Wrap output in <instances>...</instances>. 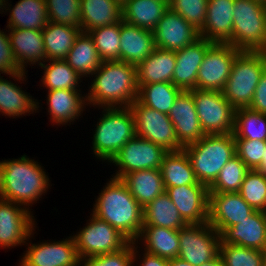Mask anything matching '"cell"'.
I'll list each match as a JSON object with an SVG mask.
<instances>
[{"instance_id": "obj_1", "label": "cell", "mask_w": 266, "mask_h": 266, "mask_svg": "<svg viewBox=\"0 0 266 266\" xmlns=\"http://www.w3.org/2000/svg\"><path fill=\"white\" fill-rule=\"evenodd\" d=\"M93 75L86 94L87 106L129 107L137 99V66L121 61H103Z\"/></svg>"}, {"instance_id": "obj_2", "label": "cell", "mask_w": 266, "mask_h": 266, "mask_svg": "<svg viewBox=\"0 0 266 266\" xmlns=\"http://www.w3.org/2000/svg\"><path fill=\"white\" fill-rule=\"evenodd\" d=\"M49 182L43 166L25 154L18 159L0 161L1 199L32 210L31 205L47 193Z\"/></svg>"}, {"instance_id": "obj_3", "label": "cell", "mask_w": 266, "mask_h": 266, "mask_svg": "<svg viewBox=\"0 0 266 266\" xmlns=\"http://www.w3.org/2000/svg\"><path fill=\"white\" fill-rule=\"evenodd\" d=\"M92 214L108 222L129 241H136L143 227V207L126 184L112 177L98 193Z\"/></svg>"}, {"instance_id": "obj_4", "label": "cell", "mask_w": 266, "mask_h": 266, "mask_svg": "<svg viewBox=\"0 0 266 266\" xmlns=\"http://www.w3.org/2000/svg\"><path fill=\"white\" fill-rule=\"evenodd\" d=\"M198 182L210 186L221 169L236 155L234 134L205 135L183 148Z\"/></svg>"}, {"instance_id": "obj_5", "label": "cell", "mask_w": 266, "mask_h": 266, "mask_svg": "<svg viewBox=\"0 0 266 266\" xmlns=\"http://www.w3.org/2000/svg\"><path fill=\"white\" fill-rule=\"evenodd\" d=\"M102 109V116L92 137V150L97 159L110 162L118 151L136 136V127L130 107Z\"/></svg>"}, {"instance_id": "obj_6", "label": "cell", "mask_w": 266, "mask_h": 266, "mask_svg": "<svg viewBox=\"0 0 266 266\" xmlns=\"http://www.w3.org/2000/svg\"><path fill=\"white\" fill-rule=\"evenodd\" d=\"M265 69L266 52L241 51L236 56L230 76L221 91L235 109L250 106Z\"/></svg>"}, {"instance_id": "obj_7", "label": "cell", "mask_w": 266, "mask_h": 266, "mask_svg": "<svg viewBox=\"0 0 266 266\" xmlns=\"http://www.w3.org/2000/svg\"><path fill=\"white\" fill-rule=\"evenodd\" d=\"M233 46L240 51L266 52V4L234 0Z\"/></svg>"}, {"instance_id": "obj_8", "label": "cell", "mask_w": 266, "mask_h": 266, "mask_svg": "<svg viewBox=\"0 0 266 266\" xmlns=\"http://www.w3.org/2000/svg\"><path fill=\"white\" fill-rule=\"evenodd\" d=\"M195 108L205 135L229 134L234 131L235 108L222 92L192 89Z\"/></svg>"}, {"instance_id": "obj_9", "label": "cell", "mask_w": 266, "mask_h": 266, "mask_svg": "<svg viewBox=\"0 0 266 266\" xmlns=\"http://www.w3.org/2000/svg\"><path fill=\"white\" fill-rule=\"evenodd\" d=\"M129 107L134 116L136 136L149 140L168 152L184 148L179 143L174 125L167 114L149 108L137 99Z\"/></svg>"}, {"instance_id": "obj_10", "label": "cell", "mask_w": 266, "mask_h": 266, "mask_svg": "<svg viewBox=\"0 0 266 266\" xmlns=\"http://www.w3.org/2000/svg\"><path fill=\"white\" fill-rule=\"evenodd\" d=\"M86 226L73 235L80 259L115 252L129 240L108 222L91 213Z\"/></svg>"}, {"instance_id": "obj_11", "label": "cell", "mask_w": 266, "mask_h": 266, "mask_svg": "<svg viewBox=\"0 0 266 266\" xmlns=\"http://www.w3.org/2000/svg\"><path fill=\"white\" fill-rule=\"evenodd\" d=\"M178 234V257L193 266H200L219 254L220 234L209 222L188 224Z\"/></svg>"}, {"instance_id": "obj_12", "label": "cell", "mask_w": 266, "mask_h": 266, "mask_svg": "<svg viewBox=\"0 0 266 266\" xmlns=\"http://www.w3.org/2000/svg\"><path fill=\"white\" fill-rule=\"evenodd\" d=\"M167 153L168 151L159 145L135 136L109 162L118 167V171L116 170L112 177L122 179L133 171L160 169Z\"/></svg>"}, {"instance_id": "obj_13", "label": "cell", "mask_w": 266, "mask_h": 266, "mask_svg": "<svg viewBox=\"0 0 266 266\" xmlns=\"http://www.w3.org/2000/svg\"><path fill=\"white\" fill-rule=\"evenodd\" d=\"M240 52L231 44L214 43L206 51L198 69L196 89L221 92Z\"/></svg>"}, {"instance_id": "obj_14", "label": "cell", "mask_w": 266, "mask_h": 266, "mask_svg": "<svg viewBox=\"0 0 266 266\" xmlns=\"http://www.w3.org/2000/svg\"><path fill=\"white\" fill-rule=\"evenodd\" d=\"M22 205L0 198V247L23 246L36 228L34 216ZM35 227V228H34ZM22 244V245H21Z\"/></svg>"}, {"instance_id": "obj_15", "label": "cell", "mask_w": 266, "mask_h": 266, "mask_svg": "<svg viewBox=\"0 0 266 266\" xmlns=\"http://www.w3.org/2000/svg\"><path fill=\"white\" fill-rule=\"evenodd\" d=\"M26 245L28 248L18 266H80L73 236L38 244L26 241Z\"/></svg>"}, {"instance_id": "obj_16", "label": "cell", "mask_w": 266, "mask_h": 266, "mask_svg": "<svg viewBox=\"0 0 266 266\" xmlns=\"http://www.w3.org/2000/svg\"><path fill=\"white\" fill-rule=\"evenodd\" d=\"M180 215L187 224L208 222L209 188L197 182L191 185L164 187Z\"/></svg>"}, {"instance_id": "obj_17", "label": "cell", "mask_w": 266, "mask_h": 266, "mask_svg": "<svg viewBox=\"0 0 266 266\" xmlns=\"http://www.w3.org/2000/svg\"><path fill=\"white\" fill-rule=\"evenodd\" d=\"M155 47L177 51L200 38L199 31L170 7L153 30Z\"/></svg>"}, {"instance_id": "obj_18", "label": "cell", "mask_w": 266, "mask_h": 266, "mask_svg": "<svg viewBox=\"0 0 266 266\" xmlns=\"http://www.w3.org/2000/svg\"><path fill=\"white\" fill-rule=\"evenodd\" d=\"M254 211L238 192L209 193L208 222L219 234L246 219Z\"/></svg>"}, {"instance_id": "obj_19", "label": "cell", "mask_w": 266, "mask_h": 266, "mask_svg": "<svg viewBox=\"0 0 266 266\" xmlns=\"http://www.w3.org/2000/svg\"><path fill=\"white\" fill-rule=\"evenodd\" d=\"M168 116L174 125L177 139L183 147L205 136L199 123L191 91L182 90L178 94Z\"/></svg>"}, {"instance_id": "obj_20", "label": "cell", "mask_w": 266, "mask_h": 266, "mask_svg": "<svg viewBox=\"0 0 266 266\" xmlns=\"http://www.w3.org/2000/svg\"><path fill=\"white\" fill-rule=\"evenodd\" d=\"M234 0H208L204 26L200 37L212 43L233 46Z\"/></svg>"}, {"instance_id": "obj_21", "label": "cell", "mask_w": 266, "mask_h": 266, "mask_svg": "<svg viewBox=\"0 0 266 266\" xmlns=\"http://www.w3.org/2000/svg\"><path fill=\"white\" fill-rule=\"evenodd\" d=\"M220 242L266 252V212L255 210L246 219L226 228Z\"/></svg>"}, {"instance_id": "obj_22", "label": "cell", "mask_w": 266, "mask_h": 266, "mask_svg": "<svg viewBox=\"0 0 266 266\" xmlns=\"http://www.w3.org/2000/svg\"><path fill=\"white\" fill-rule=\"evenodd\" d=\"M214 43L202 37L194 43L175 51L176 65L173 74V84L181 90L196 89L198 69L203 61L206 51Z\"/></svg>"}, {"instance_id": "obj_23", "label": "cell", "mask_w": 266, "mask_h": 266, "mask_svg": "<svg viewBox=\"0 0 266 266\" xmlns=\"http://www.w3.org/2000/svg\"><path fill=\"white\" fill-rule=\"evenodd\" d=\"M153 31L120 22V61L138 66L155 49Z\"/></svg>"}, {"instance_id": "obj_24", "label": "cell", "mask_w": 266, "mask_h": 266, "mask_svg": "<svg viewBox=\"0 0 266 266\" xmlns=\"http://www.w3.org/2000/svg\"><path fill=\"white\" fill-rule=\"evenodd\" d=\"M7 32L13 55L22 71L27 72V64L38 63L40 66L47 61L42 30L11 28Z\"/></svg>"}, {"instance_id": "obj_25", "label": "cell", "mask_w": 266, "mask_h": 266, "mask_svg": "<svg viewBox=\"0 0 266 266\" xmlns=\"http://www.w3.org/2000/svg\"><path fill=\"white\" fill-rule=\"evenodd\" d=\"M46 101L51 123L58 126L74 123L87 105L86 95L82 96L81 90H48Z\"/></svg>"}, {"instance_id": "obj_26", "label": "cell", "mask_w": 266, "mask_h": 266, "mask_svg": "<svg viewBox=\"0 0 266 266\" xmlns=\"http://www.w3.org/2000/svg\"><path fill=\"white\" fill-rule=\"evenodd\" d=\"M81 30L84 33L122 21V3L117 0H80Z\"/></svg>"}, {"instance_id": "obj_27", "label": "cell", "mask_w": 266, "mask_h": 266, "mask_svg": "<svg viewBox=\"0 0 266 266\" xmlns=\"http://www.w3.org/2000/svg\"><path fill=\"white\" fill-rule=\"evenodd\" d=\"M175 65V51L155 48L153 52L137 66L138 86L159 82L173 83Z\"/></svg>"}, {"instance_id": "obj_28", "label": "cell", "mask_w": 266, "mask_h": 266, "mask_svg": "<svg viewBox=\"0 0 266 266\" xmlns=\"http://www.w3.org/2000/svg\"><path fill=\"white\" fill-rule=\"evenodd\" d=\"M8 6L12 5L5 3V11L10 10L6 26L8 29L43 30L48 23L46 0H20L13 8Z\"/></svg>"}, {"instance_id": "obj_29", "label": "cell", "mask_w": 266, "mask_h": 266, "mask_svg": "<svg viewBox=\"0 0 266 266\" xmlns=\"http://www.w3.org/2000/svg\"><path fill=\"white\" fill-rule=\"evenodd\" d=\"M168 8L169 4L164 0H124L122 20L153 31Z\"/></svg>"}, {"instance_id": "obj_30", "label": "cell", "mask_w": 266, "mask_h": 266, "mask_svg": "<svg viewBox=\"0 0 266 266\" xmlns=\"http://www.w3.org/2000/svg\"><path fill=\"white\" fill-rule=\"evenodd\" d=\"M121 180L143 208L165 192L160 169L133 171Z\"/></svg>"}, {"instance_id": "obj_31", "label": "cell", "mask_w": 266, "mask_h": 266, "mask_svg": "<svg viewBox=\"0 0 266 266\" xmlns=\"http://www.w3.org/2000/svg\"><path fill=\"white\" fill-rule=\"evenodd\" d=\"M143 240L144 251L165 259H173L179 254L178 230L158 226H143L135 241Z\"/></svg>"}, {"instance_id": "obj_32", "label": "cell", "mask_w": 266, "mask_h": 266, "mask_svg": "<svg viewBox=\"0 0 266 266\" xmlns=\"http://www.w3.org/2000/svg\"><path fill=\"white\" fill-rule=\"evenodd\" d=\"M0 75V113L16 118L39 111V101L9 80Z\"/></svg>"}, {"instance_id": "obj_33", "label": "cell", "mask_w": 266, "mask_h": 266, "mask_svg": "<svg viewBox=\"0 0 266 266\" xmlns=\"http://www.w3.org/2000/svg\"><path fill=\"white\" fill-rule=\"evenodd\" d=\"M81 28L49 22L42 30L47 60H65Z\"/></svg>"}, {"instance_id": "obj_34", "label": "cell", "mask_w": 266, "mask_h": 266, "mask_svg": "<svg viewBox=\"0 0 266 266\" xmlns=\"http://www.w3.org/2000/svg\"><path fill=\"white\" fill-rule=\"evenodd\" d=\"M187 225L165 192L143 208V226H158L179 230Z\"/></svg>"}, {"instance_id": "obj_35", "label": "cell", "mask_w": 266, "mask_h": 266, "mask_svg": "<svg viewBox=\"0 0 266 266\" xmlns=\"http://www.w3.org/2000/svg\"><path fill=\"white\" fill-rule=\"evenodd\" d=\"M82 78L90 77L103 62L98 54L95 43L88 33L81 32L76 38L65 59Z\"/></svg>"}, {"instance_id": "obj_36", "label": "cell", "mask_w": 266, "mask_h": 266, "mask_svg": "<svg viewBox=\"0 0 266 266\" xmlns=\"http://www.w3.org/2000/svg\"><path fill=\"white\" fill-rule=\"evenodd\" d=\"M164 187L196 184L194 170L187 153L182 149L168 152L160 166Z\"/></svg>"}, {"instance_id": "obj_37", "label": "cell", "mask_w": 266, "mask_h": 266, "mask_svg": "<svg viewBox=\"0 0 266 266\" xmlns=\"http://www.w3.org/2000/svg\"><path fill=\"white\" fill-rule=\"evenodd\" d=\"M48 64H47V63ZM40 67L44 69L41 84L47 90H80L81 76L65 60H47Z\"/></svg>"}, {"instance_id": "obj_38", "label": "cell", "mask_w": 266, "mask_h": 266, "mask_svg": "<svg viewBox=\"0 0 266 266\" xmlns=\"http://www.w3.org/2000/svg\"><path fill=\"white\" fill-rule=\"evenodd\" d=\"M181 91L171 82L145 84L139 87L137 100L149 108L168 115Z\"/></svg>"}, {"instance_id": "obj_39", "label": "cell", "mask_w": 266, "mask_h": 266, "mask_svg": "<svg viewBox=\"0 0 266 266\" xmlns=\"http://www.w3.org/2000/svg\"><path fill=\"white\" fill-rule=\"evenodd\" d=\"M234 139L266 141V114L250 108L235 109Z\"/></svg>"}, {"instance_id": "obj_40", "label": "cell", "mask_w": 266, "mask_h": 266, "mask_svg": "<svg viewBox=\"0 0 266 266\" xmlns=\"http://www.w3.org/2000/svg\"><path fill=\"white\" fill-rule=\"evenodd\" d=\"M102 61H120V22L87 32Z\"/></svg>"}, {"instance_id": "obj_41", "label": "cell", "mask_w": 266, "mask_h": 266, "mask_svg": "<svg viewBox=\"0 0 266 266\" xmlns=\"http://www.w3.org/2000/svg\"><path fill=\"white\" fill-rule=\"evenodd\" d=\"M250 169L235 155L221 169L215 181L208 187L209 193L239 192L246 173Z\"/></svg>"}, {"instance_id": "obj_42", "label": "cell", "mask_w": 266, "mask_h": 266, "mask_svg": "<svg viewBox=\"0 0 266 266\" xmlns=\"http://www.w3.org/2000/svg\"><path fill=\"white\" fill-rule=\"evenodd\" d=\"M219 256L224 266H264L266 252L228 243H219Z\"/></svg>"}, {"instance_id": "obj_43", "label": "cell", "mask_w": 266, "mask_h": 266, "mask_svg": "<svg viewBox=\"0 0 266 266\" xmlns=\"http://www.w3.org/2000/svg\"><path fill=\"white\" fill-rule=\"evenodd\" d=\"M254 209L266 212V176L259 170H249L238 192Z\"/></svg>"}, {"instance_id": "obj_44", "label": "cell", "mask_w": 266, "mask_h": 266, "mask_svg": "<svg viewBox=\"0 0 266 266\" xmlns=\"http://www.w3.org/2000/svg\"><path fill=\"white\" fill-rule=\"evenodd\" d=\"M48 21L81 28L80 0H46Z\"/></svg>"}, {"instance_id": "obj_45", "label": "cell", "mask_w": 266, "mask_h": 266, "mask_svg": "<svg viewBox=\"0 0 266 266\" xmlns=\"http://www.w3.org/2000/svg\"><path fill=\"white\" fill-rule=\"evenodd\" d=\"M137 248L134 241H129L118 251L80 259V266H133L138 261Z\"/></svg>"}, {"instance_id": "obj_46", "label": "cell", "mask_w": 266, "mask_h": 266, "mask_svg": "<svg viewBox=\"0 0 266 266\" xmlns=\"http://www.w3.org/2000/svg\"><path fill=\"white\" fill-rule=\"evenodd\" d=\"M208 0H172L169 7L198 31L204 26Z\"/></svg>"}, {"instance_id": "obj_47", "label": "cell", "mask_w": 266, "mask_h": 266, "mask_svg": "<svg viewBox=\"0 0 266 266\" xmlns=\"http://www.w3.org/2000/svg\"><path fill=\"white\" fill-rule=\"evenodd\" d=\"M236 155L250 169L257 170L262 163L266 141L235 139Z\"/></svg>"}, {"instance_id": "obj_48", "label": "cell", "mask_w": 266, "mask_h": 266, "mask_svg": "<svg viewBox=\"0 0 266 266\" xmlns=\"http://www.w3.org/2000/svg\"><path fill=\"white\" fill-rule=\"evenodd\" d=\"M9 75L14 81H26V72L22 71L13 55L12 47L9 40V32L0 29V75Z\"/></svg>"}, {"instance_id": "obj_49", "label": "cell", "mask_w": 266, "mask_h": 266, "mask_svg": "<svg viewBox=\"0 0 266 266\" xmlns=\"http://www.w3.org/2000/svg\"><path fill=\"white\" fill-rule=\"evenodd\" d=\"M253 111L266 114V69L262 73L250 106Z\"/></svg>"}, {"instance_id": "obj_50", "label": "cell", "mask_w": 266, "mask_h": 266, "mask_svg": "<svg viewBox=\"0 0 266 266\" xmlns=\"http://www.w3.org/2000/svg\"><path fill=\"white\" fill-rule=\"evenodd\" d=\"M143 252L142 260H139L141 263L139 266H168V259L147 253L146 251Z\"/></svg>"}, {"instance_id": "obj_51", "label": "cell", "mask_w": 266, "mask_h": 266, "mask_svg": "<svg viewBox=\"0 0 266 266\" xmlns=\"http://www.w3.org/2000/svg\"><path fill=\"white\" fill-rule=\"evenodd\" d=\"M168 266H193V265L187 261L180 259L179 257H176L168 260Z\"/></svg>"}, {"instance_id": "obj_52", "label": "cell", "mask_w": 266, "mask_h": 266, "mask_svg": "<svg viewBox=\"0 0 266 266\" xmlns=\"http://www.w3.org/2000/svg\"><path fill=\"white\" fill-rule=\"evenodd\" d=\"M200 266H224L221 257L219 256V254L213 259L210 260Z\"/></svg>"}, {"instance_id": "obj_53", "label": "cell", "mask_w": 266, "mask_h": 266, "mask_svg": "<svg viewBox=\"0 0 266 266\" xmlns=\"http://www.w3.org/2000/svg\"><path fill=\"white\" fill-rule=\"evenodd\" d=\"M257 170L266 176V148L265 153L263 154L261 166Z\"/></svg>"}, {"instance_id": "obj_54", "label": "cell", "mask_w": 266, "mask_h": 266, "mask_svg": "<svg viewBox=\"0 0 266 266\" xmlns=\"http://www.w3.org/2000/svg\"><path fill=\"white\" fill-rule=\"evenodd\" d=\"M8 0H0V13H3L4 10H5V3L7 2ZM2 11V12H1Z\"/></svg>"}, {"instance_id": "obj_55", "label": "cell", "mask_w": 266, "mask_h": 266, "mask_svg": "<svg viewBox=\"0 0 266 266\" xmlns=\"http://www.w3.org/2000/svg\"><path fill=\"white\" fill-rule=\"evenodd\" d=\"M257 1H259V2H261L263 4H266V0H257Z\"/></svg>"}, {"instance_id": "obj_56", "label": "cell", "mask_w": 266, "mask_h": 266, "mask_svg": "<svg viewBox=\"0 0 266 266\" xmlns=\"http://www.w3.org/2000/svg\"><path fill=\"white\" fill-rule=\"evenodd\" d=\"M164 1H166L169 4L172 0H164Z\"/></svg>"}]
</instances>
